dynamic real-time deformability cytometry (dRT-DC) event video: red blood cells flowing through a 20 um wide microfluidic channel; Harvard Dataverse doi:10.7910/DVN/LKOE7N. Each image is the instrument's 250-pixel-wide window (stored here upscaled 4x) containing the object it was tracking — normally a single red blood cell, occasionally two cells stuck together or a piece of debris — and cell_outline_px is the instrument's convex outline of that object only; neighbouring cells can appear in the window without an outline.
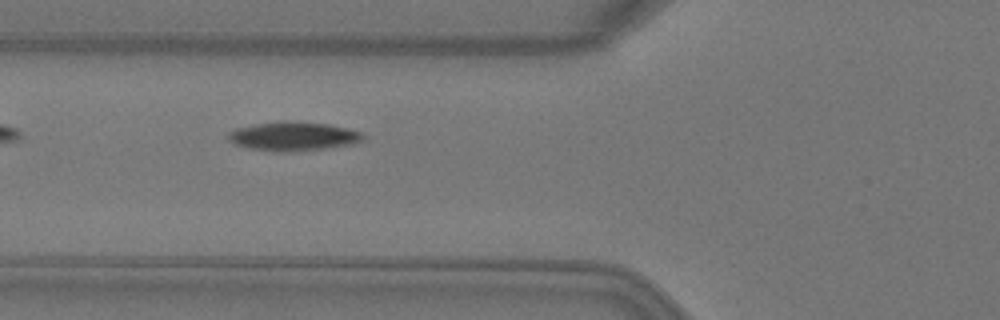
{"species": "Egyptian fruit bat (a non-hibernating species)", "species_latin": "Rousettus aegyptiacus", "temperature_condition": "warm", "stored_images_in_passage": 2, "camera_frame_rate_fps": 3000, "um_per_image_px": 0.085, "animal": {"sex": "female"}, "frame": {"image": 1, "passage_image": 2, "time_ms": 0.333, "image_size_px": [1000, 320], "cell_outline_px": [[364, 140], [356, 144], [292, 152], [272, 152], [252, 148], [236, 144], [228, 140], [228, 132], [236, 128], [252, 124], [276, 120], [288, 120], [328, 124], [348, 128], [364, 132]], "centroid_in_image_um": [24.96, 11.57], "position_along_channel_um": 100.8, "area_um2": 23.24}}